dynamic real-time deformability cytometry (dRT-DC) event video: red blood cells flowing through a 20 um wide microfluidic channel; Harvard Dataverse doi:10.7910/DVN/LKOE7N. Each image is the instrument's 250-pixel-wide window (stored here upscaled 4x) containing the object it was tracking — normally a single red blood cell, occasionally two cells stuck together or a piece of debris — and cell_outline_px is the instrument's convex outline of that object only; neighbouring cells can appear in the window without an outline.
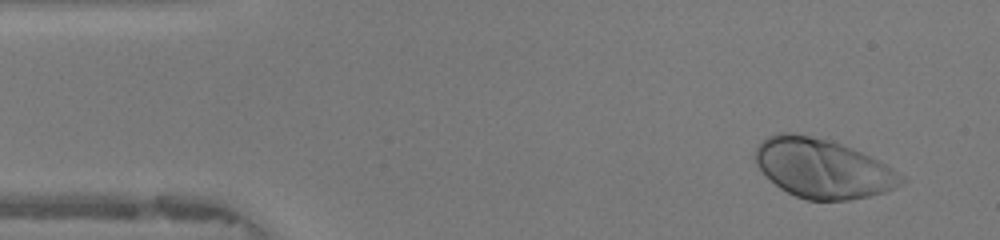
{"species": "human", "species_latin": "Homo sapiens", "temperature_condition": "warm", "stored_images_in_passage": 47, "camera_frame_rate_fps": 3000, "um_per_image_px": 0.085, "donor": {"sex": "female"}, "frame": {"image": 1, "passage_image": 3, "time_ms": 0.667, "image_size_px": [1000, 240], "cell_outline_px": [[908, 180], [904, 184], [884, 192], [868, 196], [848, 200], [808, 200], [796, 196], [780, 188], [756, 164], [756, 148], [768, 136], [776, 132], [792, 132], [828, 140], [852, 148], [892, 168], [904, 176]], "centroid_in_image_um": [69.96, 14.32], "position_along_channel_um": 15.0, "area_um2": 49.77}}
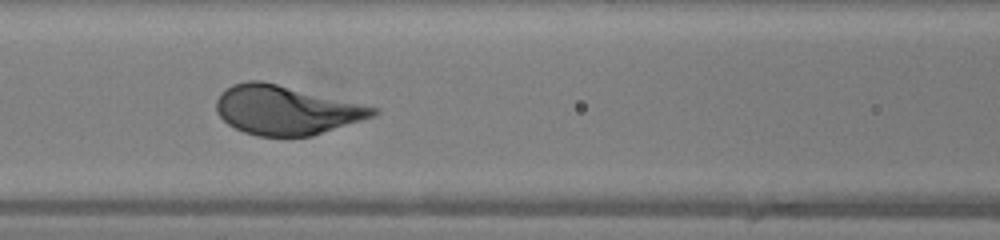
{"frame": {"image": 2, "passage_image": 19, "time_ms": 6.0, "image_size_px": [1000, 240], "cell_outline_px": [[380, 112], [376, 116], [312, 136], [256, 136], [244, 132], [228, 124], [216, 112], [216, 100], [220, 92], [232, 84], [248, 80], [260, 80], [380, 108]], "centroid_in_image_um": [24.32, 9.36], "position_along_channel_um": 142.3, "area_um2": 44.91}}
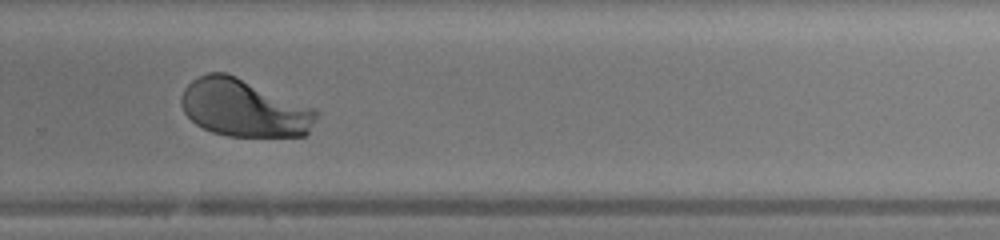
{"frame": {"image": 3, "passage_image": 31, "time_ms": 10.0, "image_size_px": [1000, 240], "cell_outline_px": [[320, 112], [308, 132], [304, 136], [228, 136], [212, 132], [196, 124], [184, 112], [180, 104], [180, 96], [184, 88], [192, 80], [208, 72], [228, 72], [316, 108]], "centroid_in_image_um": [20.75, 9.16], "position_along_channel_um": 309.1, "area_um2": 45.66}}